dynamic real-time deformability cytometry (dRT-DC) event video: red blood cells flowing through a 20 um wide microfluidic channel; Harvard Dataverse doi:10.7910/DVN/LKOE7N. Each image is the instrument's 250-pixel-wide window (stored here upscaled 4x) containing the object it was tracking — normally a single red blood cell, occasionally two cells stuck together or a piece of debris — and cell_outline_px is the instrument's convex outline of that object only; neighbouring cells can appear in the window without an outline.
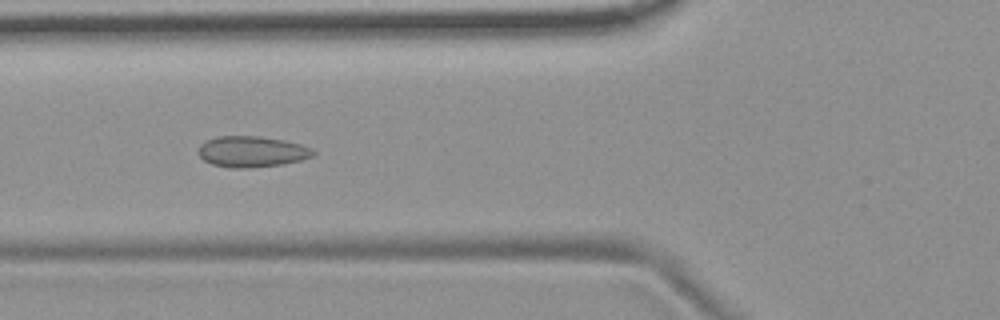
{"species": "common noctule bat (a hibernating species)", "species_latin": "Nyctalus noctula", "temperature_condition": "room temperature", "stored_images_in_passage": 56, "camera_frame_rate_fps": 3000, "um_per_image_px": 0.085, "animal": {"sex": "female", "body_mass_g": 19.9}, "frame": {"image": 1, "passage_image": 21, "time_ms": 6.667, "image_size_px": [1000, 320], "cell_outline_px": [[316, 152], [312, 156], [300, 160], [280, 164], [252, 168], [232, 168], [212, 164], [204, 160], [196, 152], [200, 144], [204, 140], [216, 136], [260, 136], [284, 140], [300, 144], [312, 148]], "centroid_in_image_um": [21.36, 12.88], "position_along_channel_um": 104.4, "area_um2": 20.87}}
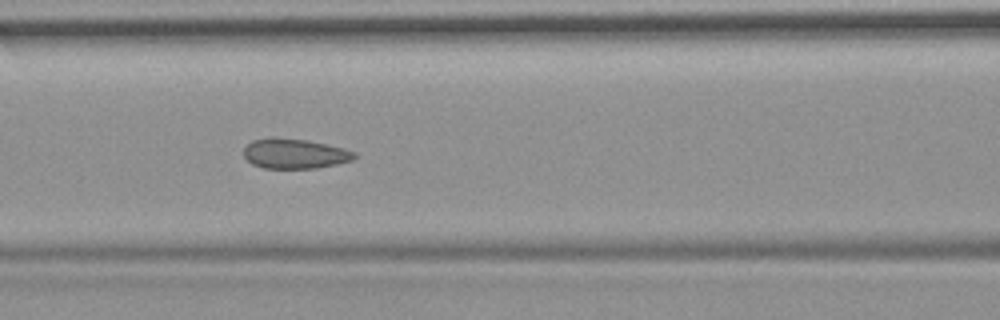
{"frame": {"image": 2, "passage_image": 24, "time_ms": 7.667, "image_size_px": [1000, 320], "cell_outline_px": [[356, 156], [352, 160], [336, 164], [316, 168], [264, 168], [252, 164], [244, 156], [244, 148], [252, 140], [272, 136], [276, 136], [308, 140], [344, 148], [356, 152]], "centroid_in_image_um": [25.03, 13.04], "position_along_channel_um": 141.6, "area_um2": 19.48}}
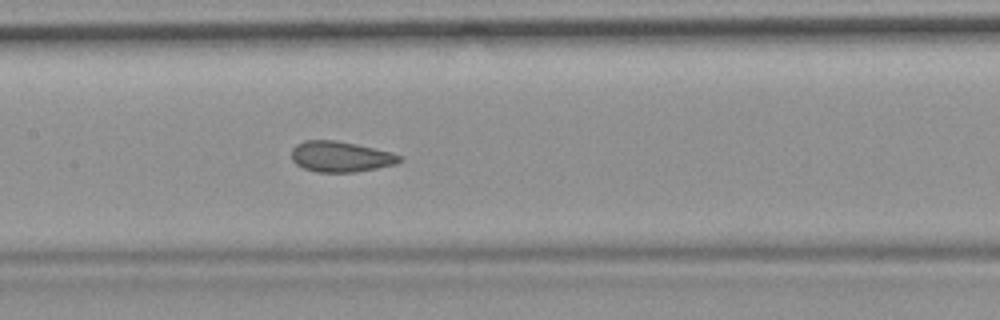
{"frame": {"image": 3, "passage_image": 27, "time_ms": 8.667, "image_size_px": [1000, 320], "cell_outline_px": [[404, 160], [396, 164], [376, 168], [352, 172], [316, 172], [304, 168], [296, 164], [292, 160], [292, 148], [296, 144], [304, 140], [336, 140], [356, 144], [392, 152], [404, 156]], "centroid_in_image_um": [28.97, 13.31], "position_along_channel_um": 178.4, "area_um2": 19.42}, "authors_computed_cell_mechanics": {"area_um2": 19.9988, "velocity_mm_per_s": 3.6907, "shape_relaxation_time_tau1_ms": null, "shape_relaxation_time_tau2_ms": 0.9343, "deformation_change_tau1": null, "deformation_change_tau2": 0.0727}}